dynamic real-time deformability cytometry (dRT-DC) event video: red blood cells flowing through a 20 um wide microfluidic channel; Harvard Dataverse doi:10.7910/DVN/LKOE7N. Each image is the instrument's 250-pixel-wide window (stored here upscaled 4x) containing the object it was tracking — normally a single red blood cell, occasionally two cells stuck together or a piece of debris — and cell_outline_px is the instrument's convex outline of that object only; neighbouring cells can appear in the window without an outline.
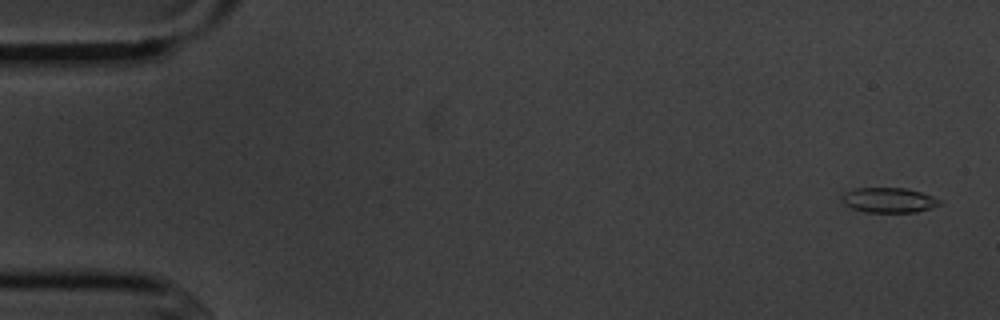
{"species": "common noctule bat (a hibernating species)", "species_latin": "Nyctalus noctula", "temperature_condition": "cold", "stored_images_in_passage": 5, "camera_frame_rate_fps": 3000, "um_per_image_px": 0.085, "animal": {"sex": "male", "body_mass_g": 20.1, "forearm_length_mm": 53.5}, "frame": {"image": 1, "passage_image": 1, "time_ms": 0.0, "image_size_px": [1000, 320], "cell_outline_px": [[940, 204], [932, 208], [916, 212], [864, 212], [852, 208], [844, 204], [840, 200], [840, 196], [844, 192], [856, 188], [904, 188], [920, 192], [932, 196], [940, 200]], "centroid_in_image_um": [75.5, 17.01], "position_along_channel_um": 9.5, "area_um2": 14.28}}